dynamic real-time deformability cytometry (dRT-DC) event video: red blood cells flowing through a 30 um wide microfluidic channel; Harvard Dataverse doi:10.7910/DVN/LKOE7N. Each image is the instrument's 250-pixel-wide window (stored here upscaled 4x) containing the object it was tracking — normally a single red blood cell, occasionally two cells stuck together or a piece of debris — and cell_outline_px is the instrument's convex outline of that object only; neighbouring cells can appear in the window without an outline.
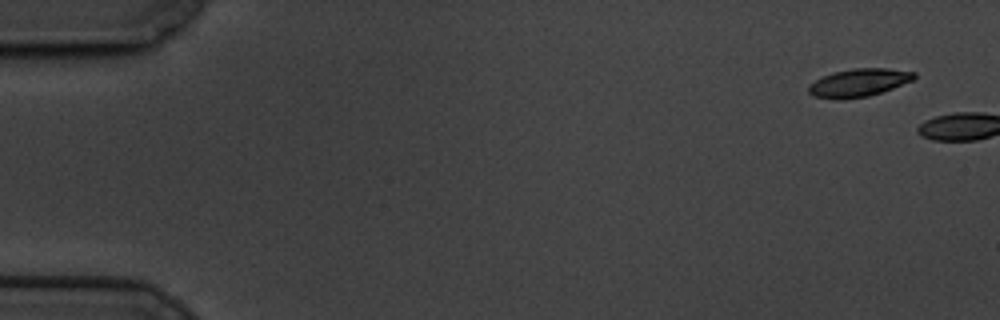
{"species": "common noctule bat (a hibernating species)", "species_latin": "Nyctalus noctula", "temperature_condition": "cold", "stored_images_in_passage": 3, "camera_frame_rate_fps": 3000, "um_per_image_px": 0.085, "animal": {"sex": "male", "body_mass_g": 19.5, "forearm_length_mm": 54.6}, "frame": {"image": 1, "passage_image": 1, "time_ms": 0.0, "image_size_px": [1000, 320], "cell_outline_px": [[916, 76], [912, 80], [892, 88], [868, 96], [812, 96], [808, 92], [808, 84], [832, 72], [856, 68], [888, 68], [916, 72]], "centroid_in_image_um": [73.04, 6.97], "position_along_channel_um": 12.0, "area_um2": 16.36}}